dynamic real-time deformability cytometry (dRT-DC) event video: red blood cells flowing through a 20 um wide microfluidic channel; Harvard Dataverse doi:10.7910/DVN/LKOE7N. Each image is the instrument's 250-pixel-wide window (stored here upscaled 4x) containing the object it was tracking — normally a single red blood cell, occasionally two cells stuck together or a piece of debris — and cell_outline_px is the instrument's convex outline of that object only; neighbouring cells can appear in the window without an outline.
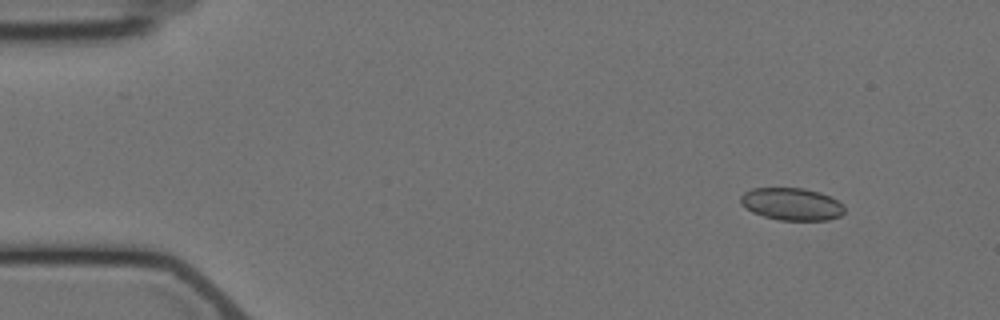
{"species": "Egyptian fruit bat (a non-hibernating species)", "species_latin": "Rousettus aegyptiacus", "temperature_condition": "cold", "stored_images_in_passage": 5, "camera_frame_rate_fps": 3000, "um_per_image_px": 0.085, "animal": {"sex": "female"}, "frame": {"image": 1, "passage_image": 2, "time_ms": 1.667, "image_size_px": [1000, 320], "cell_outline_px": [[844, 212], [840, 216], [828, 220], [780, 220], [764, 216], [752, 212], [744, 208], [740, 204], [740, 196], [744, 192], [752, 188], [804, 188], [820, 192], [836, 200], [844, 208]], "centroid_in_image_um": [67.24, 17.34], "position_along_channel_um": 17.8, "area_um2": 19.59}}
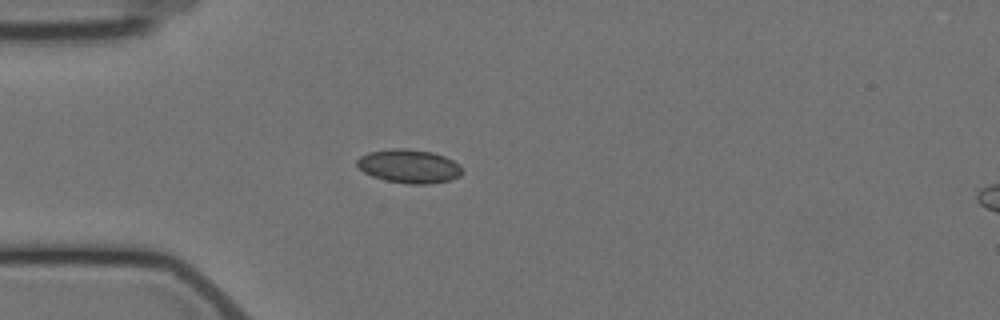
{"frame": {"image": 2, "passage_image": 4, "time_ms": 5.0, "image_size_px": [1000, 320], "cell_outline_px": [[464, 172], [460, 176], [448, 180], [432, 184], [408, 184], [384, 180], [372, 176], [364, 172], [356, 164], [356, 160], [360, 156], [368, 152], [392, 148], [404, 148], [432, 152], [444, 156], [460, 164]], "centroid_in_image_um": [34.78, 14.13], "position_along_channel_um": 50.2, "area_um2": 20.81}}